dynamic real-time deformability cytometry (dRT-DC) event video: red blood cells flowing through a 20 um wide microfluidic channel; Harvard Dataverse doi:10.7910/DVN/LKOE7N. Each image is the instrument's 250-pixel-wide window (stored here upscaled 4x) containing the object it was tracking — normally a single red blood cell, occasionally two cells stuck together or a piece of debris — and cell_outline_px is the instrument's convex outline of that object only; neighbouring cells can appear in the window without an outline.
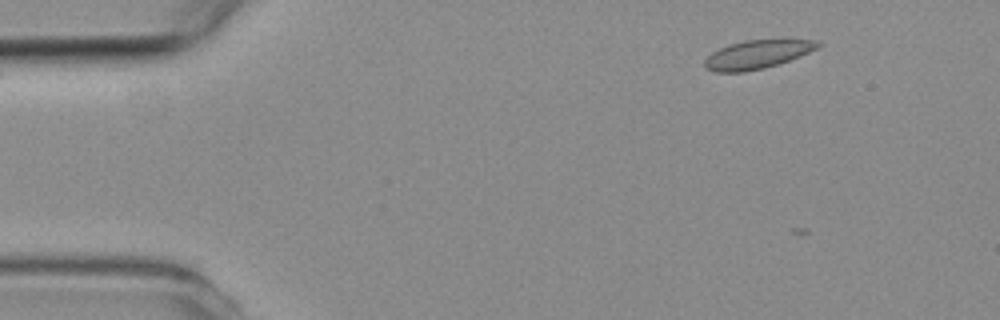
{"species": "common noctule bat (a hibernating species)", "species_latin": "Nyctalus noctula", "temperature_condition": "room temperature", "stored_images_in_passage": 4, "camera_frame_rate_fps": 3000, "um_per_image_px": 0.085, "animal": {"sex": "female", "body_mass_g": 19.3, "forearm_length_mm": 54.1}, "frame": {"image": 1, "passage_image": 1, "time_ms": 0.0, "image_size_px": [1000, 320], "cell_outline_px": [[820, 44], [816, 48], [800, 56], [764, 68], [744, 72], [716, 72], [704, 68], [704, 60], [712, 52], [720, 48], [744, 40], [812, 40]], "centroid_in_image_um": [64.28, 4.64], "position_along_channel_um": 20.7, "area_um2": 18.38}}
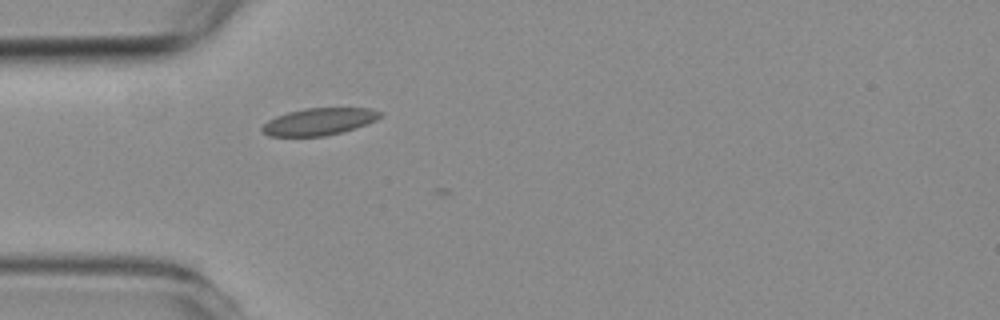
{"frame": {"image": 2, "passage_image": 4, "time_ms": 3.0, "image_size_px": [1000, 320], "cell_outline_px": [[384, 116], [376, 120], [340, 132], [324, 136], [268, 136], [260, 128], [268, 120], [276, 116], [288, 112], [304, 108], [368, 108], [384, 112]], "centroid_in_image_um": [27.12, 10.32], "position_along_channel_um": 57.9, "area_um2": 18.5}}